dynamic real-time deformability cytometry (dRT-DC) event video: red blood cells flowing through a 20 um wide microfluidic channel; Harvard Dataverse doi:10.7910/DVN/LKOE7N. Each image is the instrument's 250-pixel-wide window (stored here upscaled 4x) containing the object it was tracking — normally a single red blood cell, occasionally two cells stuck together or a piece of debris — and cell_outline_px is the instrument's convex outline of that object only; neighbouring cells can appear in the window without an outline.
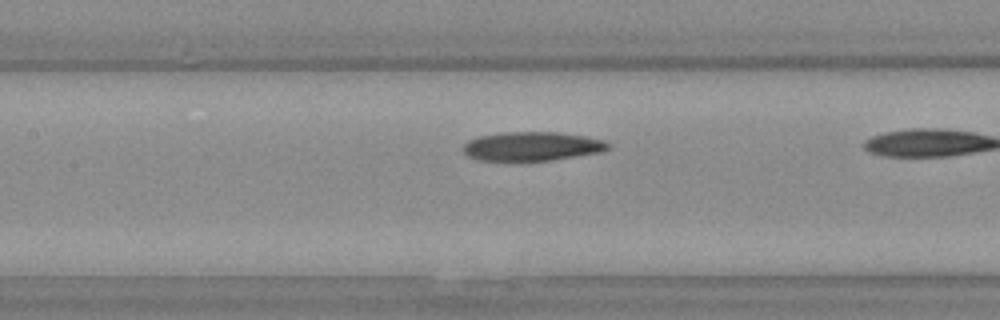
{"species": "Egyptian fruit bat (a non-hibernating species)", "species_latin": "Rousettus aegyptiacus", "temperature_condition": "warm", "stored_images_in_passage": 9, "camera_frame_rate_fps": 3000, "um_per_image_px": 0.085, "animal": {"sex": "female"}, "frame": {"image": 1, "passage_image": 7, "time_ms": 2.0, "image_size_px": [1000, 320], "cell_outline_px": [[608, 148], [600, 152], [548, 160], [480, 160], [468, 156], [464, 152], [464, 144], [468, 140], [480, 136], [504, 132], [560, 132], [584, 136], [604, 140], [608, 144]], "centroid_in_image_um": [45.2, 12.42], "position_along_channel_um": 162.2, "area_um2": 24.04}}